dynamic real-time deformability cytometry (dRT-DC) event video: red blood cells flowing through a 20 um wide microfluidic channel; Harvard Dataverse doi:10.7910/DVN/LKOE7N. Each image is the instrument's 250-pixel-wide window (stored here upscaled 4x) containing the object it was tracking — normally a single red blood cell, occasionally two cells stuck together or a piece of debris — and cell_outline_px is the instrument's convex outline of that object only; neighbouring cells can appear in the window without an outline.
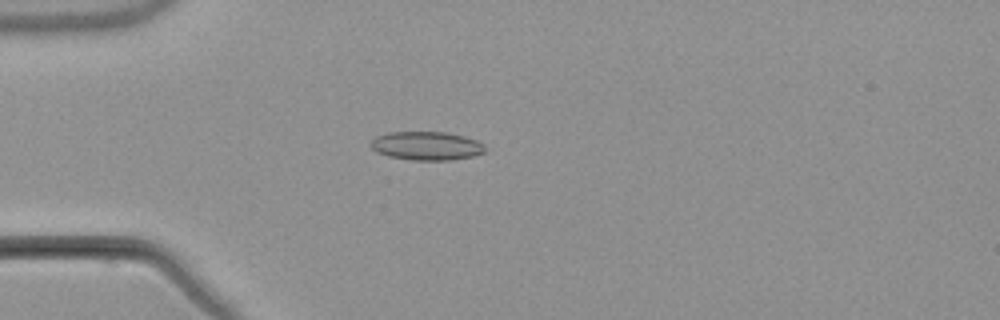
{"species": "common noctule bat (a hibernating species)", "species_latin": "Nyctalus noctula", "temperature_condition": "warm", "stored_images_in_passage": 5, "camera_frame_rate_fps": 3000, "um_per_image_px": 0.085, "animal": {"sex": "male", "body_mass_g": 21.5, "forearm_length_mm": 52.0}, "frame": {"image": 1, "passage_image": 5, "time_ms": 4.667, "image_size_px": [1000, 320], "cell_outline_px": [[484, 152], [472, 156], [452, 160], [412, 160], [388, 156], [376, 152], [368, 144], [376, 136], [388, 132], [444, 132], [464, 136], [476, 140], [484, 144]], "centroid_in_image_um": [36.22, 12.39], "position_along_channel_um": 48.8, "area_um2": 19.07}}